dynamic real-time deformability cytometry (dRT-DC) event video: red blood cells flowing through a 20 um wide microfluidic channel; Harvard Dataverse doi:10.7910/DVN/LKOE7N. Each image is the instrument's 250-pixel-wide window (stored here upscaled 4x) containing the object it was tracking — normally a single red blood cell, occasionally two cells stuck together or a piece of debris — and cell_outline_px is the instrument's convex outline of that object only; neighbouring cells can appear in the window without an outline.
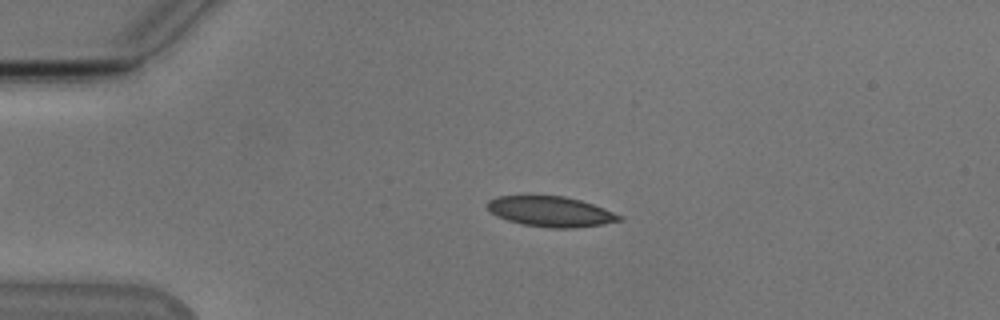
{"species": "Egyptian fruit bat (a non-hibernating species)", "species_latin": "Rousettus aegyptiacus", "temperature_condition": "cold", "stored_images_in_passage": 50, "camera_frame_rate_fps": 3000, "um_per_image_px": 0.085, "animal": {"sex": "male"}, "frame": {"image": 1, "passage_image": 9, "time_ms": 2.667, "image_size_px": [1000, 320], "cell_outline_px": [[624, 220], [604, 224], [576, 228], [548, 228], [520, 224], [496, 216], [488, 212], [484, 204], [488, 200], [496, 196], [524, 192], [532, 192], [564, 196], [580, 200], [604, 208], [624, 216]], "centroid_in_image_um": [46.71, 17.93], "position_along_channel_um": 38.3, "area_um2": 24.8}}
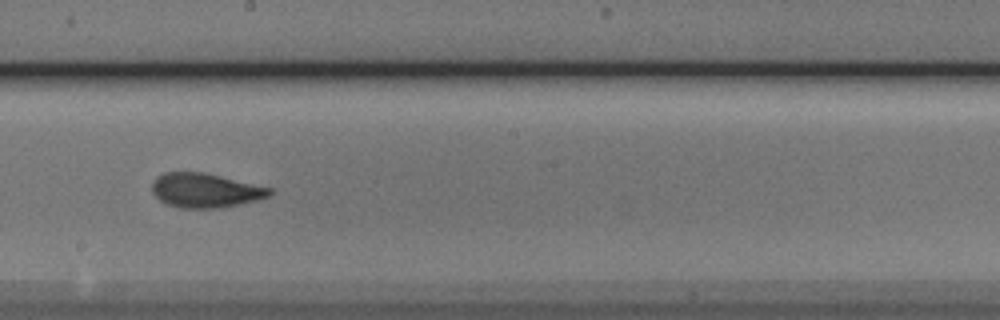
{"frame": {"image": 2, "passage_image": 27, "time_ms": 8.667, "image_size_px": [1000, 320], "cell_outline_px": [[272, 192], [268, 196], [256, 200], [240, 204], [216, 208], [180, 208], [168, 204], [160, 200], [152, 192], [152, 184], [156, 176], [164, 172], [204, 172], [272, 188]], "centroid_in_image_um": [17.42, 16.18], "position_along_channel_um": 230.8, "area_um2": 23.41}}
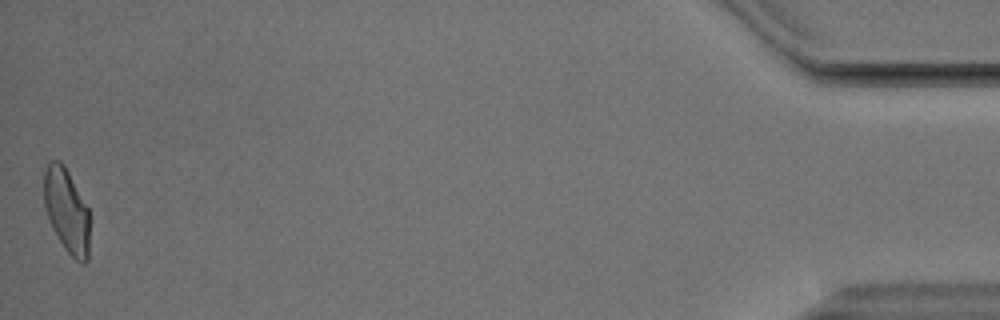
{"frame": {"image": 3, "passage_image": 50, "time_ms": 16.333, "image_size_px": [1000, 320], "cell_outline_px": [[88, 260], [84, 264], [80, 264], [64, 248], [52, 228], [48, 220], [44, 204], [44, 172], [48, 164], [52, 160], [60, 160], [64, 164], [88, 208]], "centroid_in_image_um": [5.65, 17.91], "position_along_channel_um": 429.6, "area_um2": 22.31}, "authors_computed_cell_mechanics": {"area_um2": 23.3223, "velocity_mm_per_s": 3.8255, "shape_relaxation_time_tau1_ms": 5.5835, "shape_relaxation_time_tau2_ms": 1.6003, "deformation_change_tau1": 0.1529, "deformation_change_tau2": 0.0824}}